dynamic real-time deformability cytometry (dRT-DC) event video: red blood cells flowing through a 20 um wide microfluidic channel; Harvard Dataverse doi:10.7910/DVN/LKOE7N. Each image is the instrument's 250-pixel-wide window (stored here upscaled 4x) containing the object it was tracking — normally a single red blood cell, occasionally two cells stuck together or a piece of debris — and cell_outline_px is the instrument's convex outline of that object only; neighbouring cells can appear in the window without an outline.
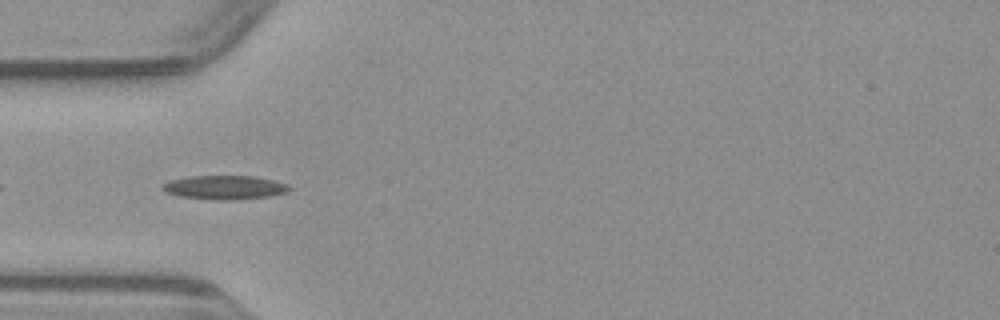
{"species": "common noctule bat (a hibernating species)", "species_latin": "Nyctalus noctula", "temperature_condition": "warm", "stored_images_in_passage": 38, "camera_frame_rate_fps": 3000, "um_per_image_px": 0.085, "animal": {"sex": "male", "body_mass_g": 23.1, "forearm_length_mm": 52.7}, "frame": {"image": 1, "passage_image": 4, "time_ms": 1.0, "image_size_px": [1000, 320], "cell_outline_px": [[292, 188], [288, 192], [268, 196], [232, 200], [216, 200], [180, 196], [164, 192], [160, 188], [168, 180], [188, 176], [256, 176], [288, 184]], "centroid_in_image_um": [19.08, 15.92], "position_along_channel_um": 65.9, "area_um2": 17.74}}
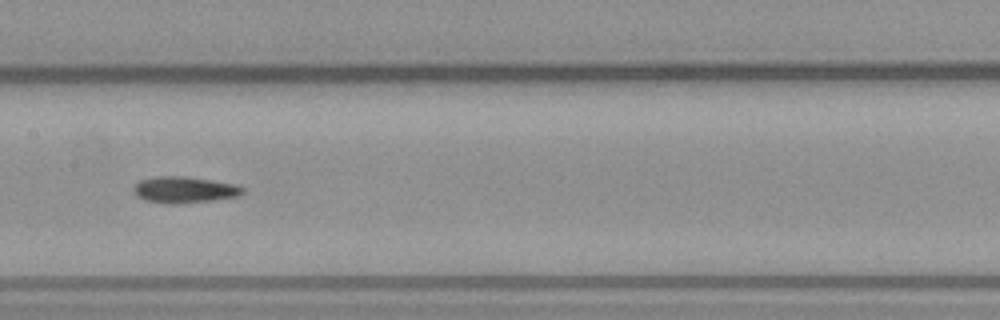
{"frame": {"image": 2, "passage_image": 13, "time_ms": 4.0, "image_size_px": [1000, 320], "cell_outline_px": [[244, 192], [236, 196], [212, 200], [176, 204], [168, 204], [144, 200], [136, 196], [132, 188], [140, 180], [156, 176], [184, 176], [212, 180], [232, 184], [244, 188]], "centroid_in_image_um": [15.61, 16.13], "position_along_channel_um": 191.8, "area_um2": 16.65}}
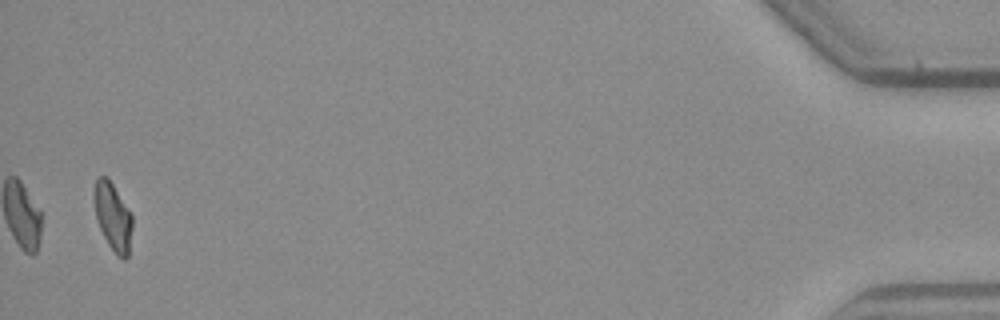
{"frame": {"image": 3, "passage_image": 37, "time_ms": 12.0, "image_size_px": [1000, 320], "cell_outline_px": [[132, 228], [128, 256], [124, 260], [116, 256], [108, 244], [100, 228], [96, 216], [92, 196], [92, 192], [96, 180], [100, 176], [108, 176], [132, 212]], "centroid_in_image_um": [9.59, 18.38], "position_along_channel_um": 425.6, "area_um2": 15.49}}